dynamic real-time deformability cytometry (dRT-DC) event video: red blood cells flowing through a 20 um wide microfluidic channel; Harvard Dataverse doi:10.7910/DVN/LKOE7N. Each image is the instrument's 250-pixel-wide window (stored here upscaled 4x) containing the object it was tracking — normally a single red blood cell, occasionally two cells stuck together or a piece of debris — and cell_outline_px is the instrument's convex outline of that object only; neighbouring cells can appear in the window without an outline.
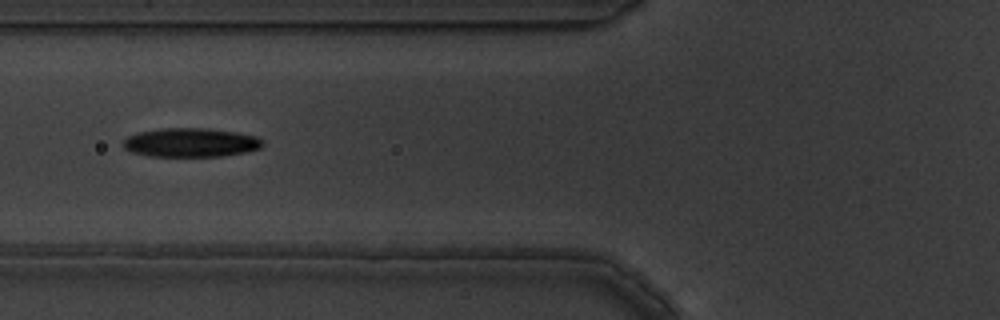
{"species": "common noctule bat (a hibernating species)", "species_latin": "Nyctalus noctula", "temperature_condition": "warm", "stored_images_in_passage": 6, "camera_frame_rate_fps": 3000, "um_per_image_px": 0.085, "animal": {"sex": "male", "body_mass_g": 19.5, "forearm_length_mm": 54.6}, "frame": {"image": 1, "passage_image": 3, "time_ms": 0.667, "image_size_px": [1000, 320], "cell_outline_px": [[264, 144], [260, 148], [244, 152], [220, 156], [152, 156], [132, 152], [124, 148], [120, 144], [128, 136], [136, 132], [164, 128], [208, 128], [236, 132], [256, 136], [264, 140]], "centroid_in_image_um": [16.2, 12.1], "position_along_channel_um": 109.6, "area_um2": 23.58}}
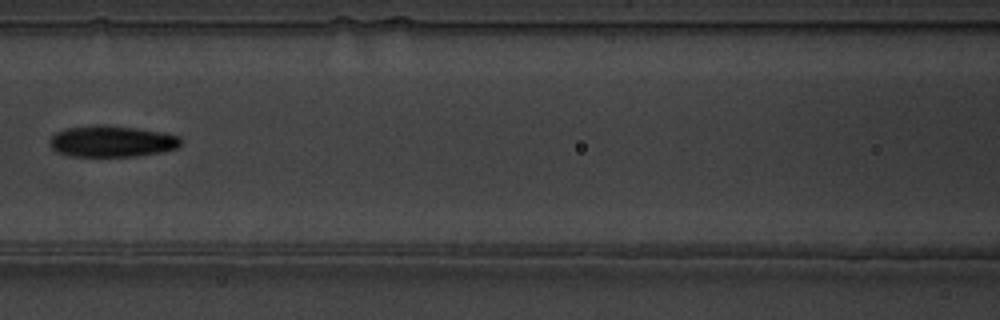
{"frame": {"image": 2, "passage_image": 4, "time_ms": 1.0, "image_size_px": [1000, 320], "cell_outline_px": [[180, 144], [176, 148], [160, 152], [136, 156], [68, 156], [56, 152], [48, 144], [48, 140], [56, 132], [64, 128], [136, 128], [160, 132], [180, 136]], "centroid_in_image_um": [9.47, 12.06], "position_along_channel_um": 157.1, "area_um2": 22.95}}